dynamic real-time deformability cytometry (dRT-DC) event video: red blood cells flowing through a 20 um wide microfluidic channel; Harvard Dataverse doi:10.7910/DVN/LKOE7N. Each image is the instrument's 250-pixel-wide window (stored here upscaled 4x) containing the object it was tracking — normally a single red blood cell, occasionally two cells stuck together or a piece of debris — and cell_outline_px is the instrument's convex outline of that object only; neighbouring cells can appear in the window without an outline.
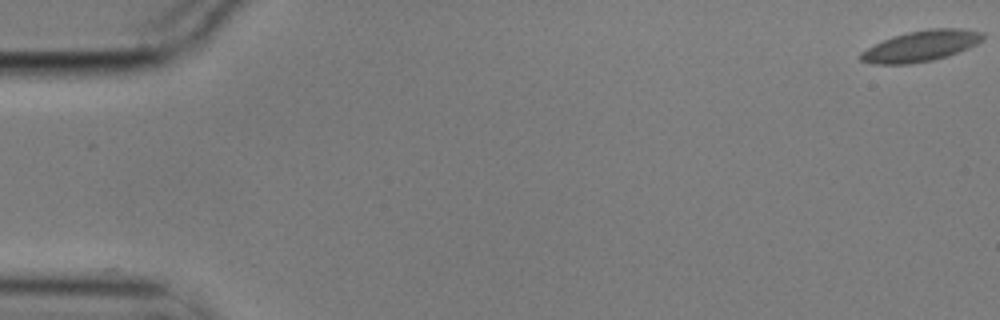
{"species": "common noctule bat (a hibernating species)", "species_latin": "Nyctalus noctula", "temperature_condition": "cold", "stored_images_in_passage": 4, "camera_frame_rate_fps": 3000, "um_per_image_px": 0.085, "animal": {"sex": "male", "body_mass_g": 17.9}, "frame": {"image": 1, "passage_image": 1, "time_ms": 0.0, "image_size_px": [1000, 320], "cell_outline_px": [[984, 40], [968, 48], [948, 56], [932, 60], [912, 64], [872, 64], [860, 60], [860, 52], [884, 40], [908, 32], [928, 28], [960, 28], [984, 32]], "centroid_in_image_um": [78.32, 3.91], "position_along_channel_um": 6.7, "area_um2": 21.91}}